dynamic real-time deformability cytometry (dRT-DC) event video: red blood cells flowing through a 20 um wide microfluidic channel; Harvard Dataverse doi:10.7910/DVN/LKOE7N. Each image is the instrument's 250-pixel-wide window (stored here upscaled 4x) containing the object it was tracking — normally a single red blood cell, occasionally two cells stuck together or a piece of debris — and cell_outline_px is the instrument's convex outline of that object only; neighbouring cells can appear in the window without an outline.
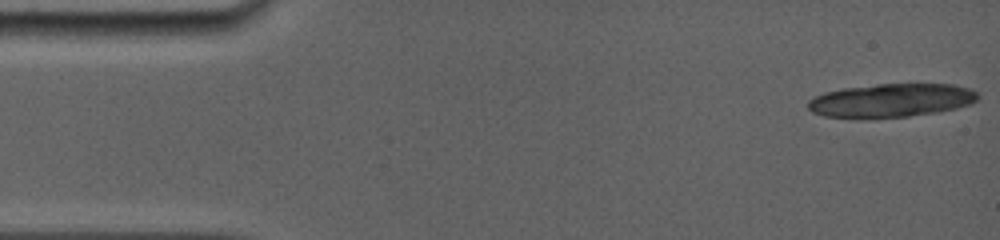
{"species": "common noctule bat (a hibernating species)", "species_latin": "Nyctalus noctula", "temperature_condition": "room temperature", "stored_images_in_passage": 1, "camera_frame_rate_fps": 5000, "um_per_image_px": 0.085, "animal": {"sex": "female", "body_mass_g": 19.0, "forearm_length_mm": 56.7}, "frame": {"image": 1, "passage_image": 1, "time_ms": 0.0, "image_size_px": [1000, 240], "cell_outline_px": [[980, 96], [972, 104], [956, 108], [936, 112], [908, 116], [824, 116], [812, 112], [808, 108], [808, 100], [824, 92], [844, 88], [876, 84], [952, 84], [968, 88], [976, 92]], "centroid_in_image_um": [75.79, 8.5], "position_along_channel_um": 9.2, "area_um2": 32.48}}